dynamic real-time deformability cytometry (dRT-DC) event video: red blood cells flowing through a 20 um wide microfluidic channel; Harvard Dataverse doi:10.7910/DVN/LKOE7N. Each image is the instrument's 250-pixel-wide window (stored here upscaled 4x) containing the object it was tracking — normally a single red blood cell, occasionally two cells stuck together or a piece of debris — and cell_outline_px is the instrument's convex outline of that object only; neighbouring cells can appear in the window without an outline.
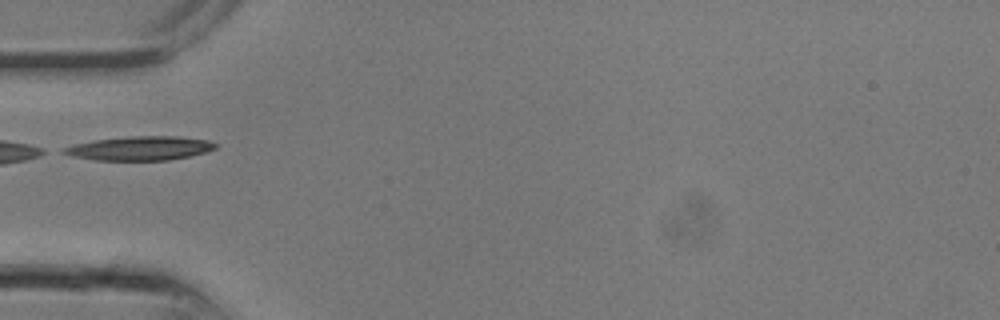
{"species": "common noctule bat (a hibernating species)", "species_latin": "Nyctalus noctula", "temperature_condition": "room temperature", "stored_images_in_passage": 3, "camera_frame_rate_fps": 3000, "um_per_image_px": 0.085, "animal": {"sex": "male", "body_mass_g": 13.3}, "frame": {"image": 1, "passage_image": 2, "time_ms": 0.333, "image_size_px": [1000, 320], "cell_outline_px": [[216, 148], [208, 152], [168, 160], [96, 160], [72, 156], [60, 152], [60, 148], [72, 144], [96, 140], [132, 136], [180, 136], [208, 140], [216, 144]], "centroid_in_image_um": [11.87, 12.6], "position_along_channel_um": 73.1, "area_um2": 21.27}}